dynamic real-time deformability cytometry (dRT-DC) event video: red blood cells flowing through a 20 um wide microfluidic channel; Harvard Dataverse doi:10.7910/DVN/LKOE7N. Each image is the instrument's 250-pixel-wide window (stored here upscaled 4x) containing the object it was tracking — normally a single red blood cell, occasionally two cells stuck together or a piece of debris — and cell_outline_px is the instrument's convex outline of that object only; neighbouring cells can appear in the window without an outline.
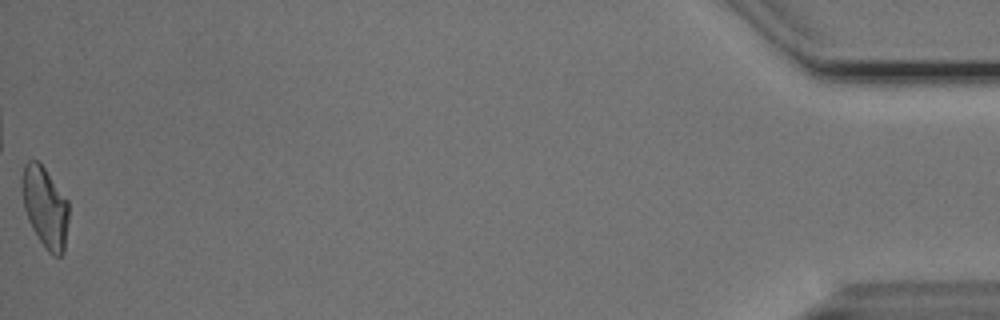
{"species": "Egyptian fruit bat (a non-hibernating species)", "species_latin": "Rousettus aegyptiacus", "temperature_condition": "cold", "stored_images_in_passage": 54, "camera_frame_rate_fps": 3000, "um_per_image_px": 0.085, "animal": {"sex": "male"}, "frame": {"image": 1, "passage_image": 54, "time_ms": 17.667, "image_size_px": [1000, 320], "cell_outline_px": [[68, 220], [64, 252], [60, 256], [52, 256], [44, 248], [32, 228], [28, 220], [24, 208], [20, 184], [24, 164], [28, 160], [36, 160], [44, 168], [68, 200]], "centroid_in_image_um": [3.81, 17.63], "position_along_channel_um": 431.4, "area_um2": 22.14}, "authors_computed_cell_mechanics": {"area_um2": 22.7443, "velocity_mm_per_s": 3.7463, "shape_relaxation_time_tau1_ms": 5.2194, "shape_relaxation_time_tau2_ms": 1.9888, "deformation_change_tau1": 0.1692, "deformation_change_tau2": 0.0898}}